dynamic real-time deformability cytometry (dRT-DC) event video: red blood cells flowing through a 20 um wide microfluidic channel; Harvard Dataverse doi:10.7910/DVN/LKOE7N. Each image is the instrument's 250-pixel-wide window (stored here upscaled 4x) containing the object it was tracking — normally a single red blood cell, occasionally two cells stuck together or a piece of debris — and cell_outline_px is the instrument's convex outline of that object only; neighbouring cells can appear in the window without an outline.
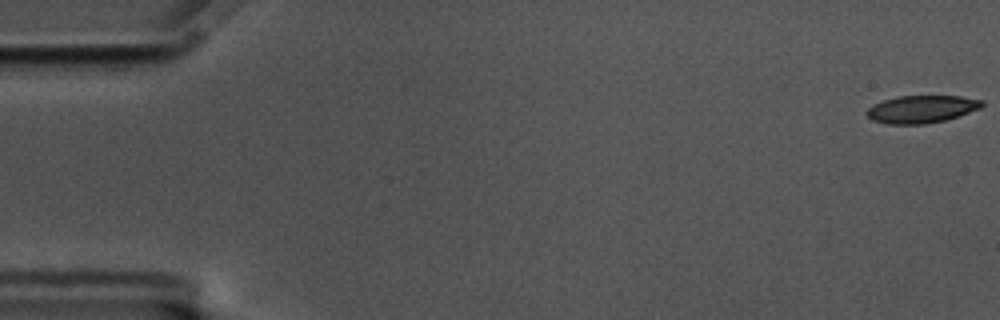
{"species": "common noctule bat (a hibernating species)", "species_latin": "Nyctalus noctula", "temperature_condition": "cold", "stored_images_in_passage": 58, "camera_frame_rate_fps": 3000, "um_per_image_px": 0.085, "animal": {"sex": "male", "body_mass_g": 17.5, "forearm_length_mm": 52.3}, "frame": {"image": 1, "passage_image": 1, "time_ms": 0.0, "image_size_px": [1000, 320], "cell_outline_px": [[984, 104], [980, 108], [944, 120], [924, 124], [888, 124], [872, 120], [864, 112], [868, 108], [884, 100], [896, 96], [960, 96], [984, 100]], "centroid_in_image_um": [78.32, 9.27], "position_along_channel_um": 6.7, "area_um2": 18.32}}
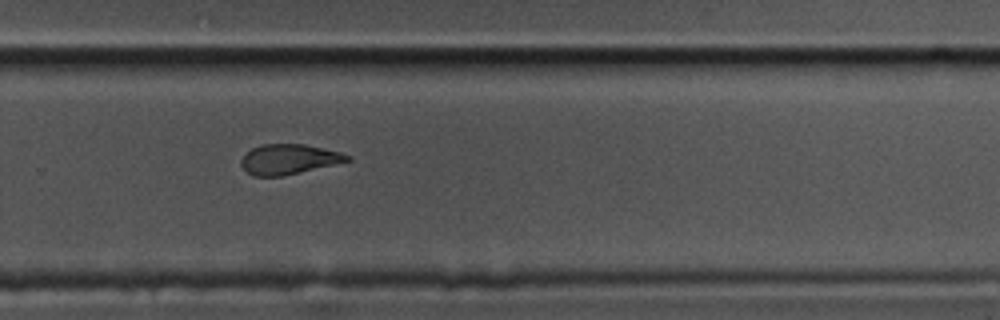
{"frame": {"image": 2, "passage_image": 39, "time_ms": 12.667, "image_size_px": [1000, 320], "cell_outline_px": [[352, 160], [280, 176], [252, 176], [240, 164], [240, 160], [252, 148], [260, 144], [304, 144], [340, 152], [348, 156]], "centroid_in_image_um": [24.51, 13.52], "position_along_channel_um": 305.3, "area_um2": 18.21}}
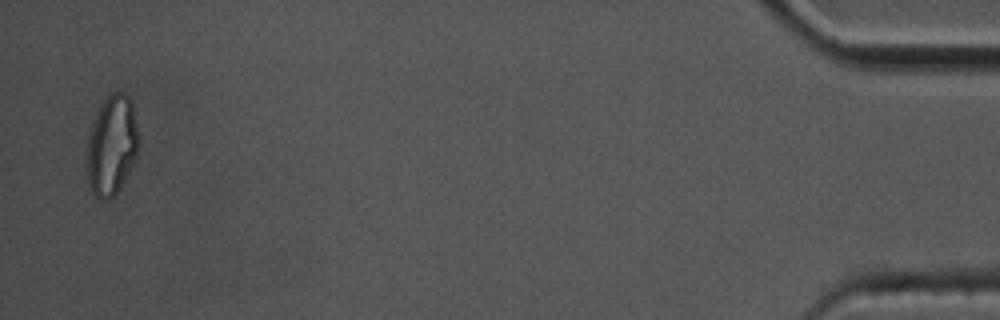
{"frame": {"image": 3, "passage_image": 57, "time_ms": 18.667, "image_size_px": [1000, 320], "cell_outline_px": [[140, 140], [136, 156], [120, 188], [108, 200], [100, 200], [92, 192], [88, 180], [88, 140], [92, 124], [104, 100], [112, 92], [120, 92], [128, 96], [132, 104]], "centroid_in_image_um": [9.52, 12.36], "position_along_channel_um": 425.7, "area_um2": 29.48}, "authors_computed_cell_mechanics": {"area_um2": 19.9699, "velocity_mm_per_s": 3.4826, "shape_relaxation_time_tau1_ms": null, "shape_relaxation_time_tau2_ms": 4.0651, "deformation_change_tau1": null, "deformation_change_tau2": 0.1206}}